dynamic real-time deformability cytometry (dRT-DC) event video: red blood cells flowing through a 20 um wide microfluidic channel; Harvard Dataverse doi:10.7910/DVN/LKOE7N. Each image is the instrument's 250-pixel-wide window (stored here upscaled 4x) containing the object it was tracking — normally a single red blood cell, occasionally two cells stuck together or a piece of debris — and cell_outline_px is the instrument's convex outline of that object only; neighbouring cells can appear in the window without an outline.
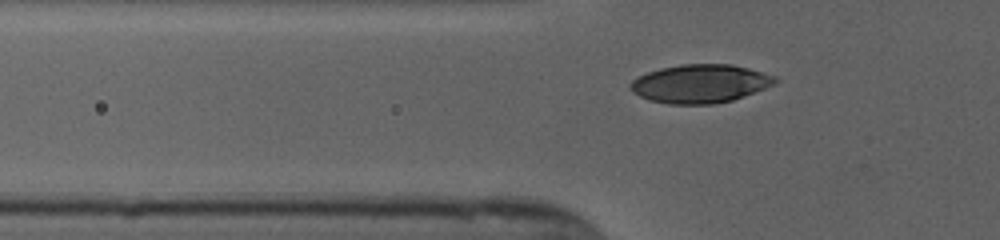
{"species": "human", "species_latin": "Homo sapiens", "temperature_condition": "cold", "stored_images_in_passage": 32, "camera_frame_rate_fps": 3000, "um_per_image_px": 0.085, "donor": {"sex": "female"}, "frame": {"image": 1, "passage_image": 3, "time_ms": 0.667, "image_size_px": [1000, 240], "cell_outline_px": [[780, 80], [776, 84], [732, 100], [712, 104], [668, 104], [648, 100], [632, 92], [628, 88], [628, 84], [636, 76], [660, 68], [680, 64], [732, 64], [748, 68], [776, 76]], "centroid_in_image_um": [59.49, 7.11], "position_along_channel_um": 66.3, "area_um2": 32.71}}
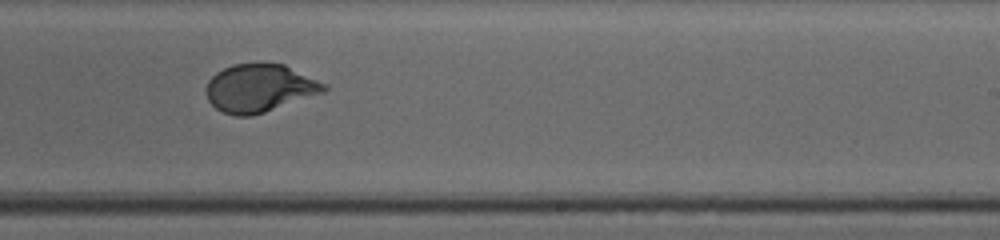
{"frame": {"image": 2, "passage_image": 19, "time_ms": 6.0, "image_size_px": [1000, 240], "cell_outline_px": [[328, 88], [324, 92], [252, 116], [236, 116], [224, 112], [216, 108], [208, 100], [208, 80], [216, 72], [232, 64], [284, 64], [328, 84]], "centroid_in_image_um": [22.09, 7.49], "position_along_channel_um": 266.9, "area_um2": 32.54}}
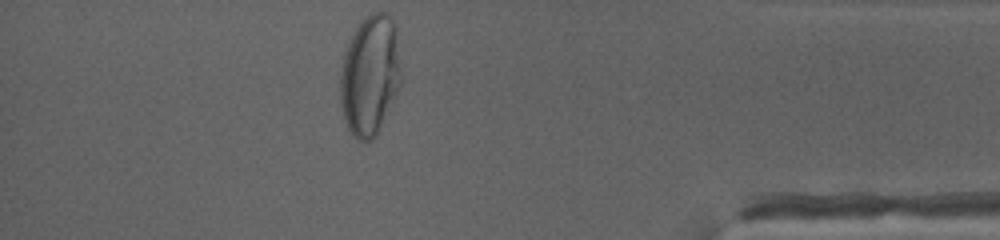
{"frame": {"image": 3, "passage_image": 32, "time_ms": 10.333, "image_size_px": [1000, 240], "cell_outline_px": [[404, 80], [376, 136], [372, 140], [360, 140], [352, 136], [348, 128], [344, 116], [340, 100], [340, 76], [344, 56], [348, 44], [360, 20], [372, 12], [388, 12], [396, 24], [404, 76]], "centroid_in_image_um": [31.52, 6.36], "position_along_channel_um": 403.7, "area_um2": 43.58}, "authors_computed_cell_mechanics": {"area_um2": 33.0905, "velocity_mm_per_s": 3.8325, "shape_relaxation_time_tau1_ms": 4.3354, "shape_relaxation_time_tau2_ms": null, "deformation_change_tau1": 0.1884, "deformation_change_tau2": null}}